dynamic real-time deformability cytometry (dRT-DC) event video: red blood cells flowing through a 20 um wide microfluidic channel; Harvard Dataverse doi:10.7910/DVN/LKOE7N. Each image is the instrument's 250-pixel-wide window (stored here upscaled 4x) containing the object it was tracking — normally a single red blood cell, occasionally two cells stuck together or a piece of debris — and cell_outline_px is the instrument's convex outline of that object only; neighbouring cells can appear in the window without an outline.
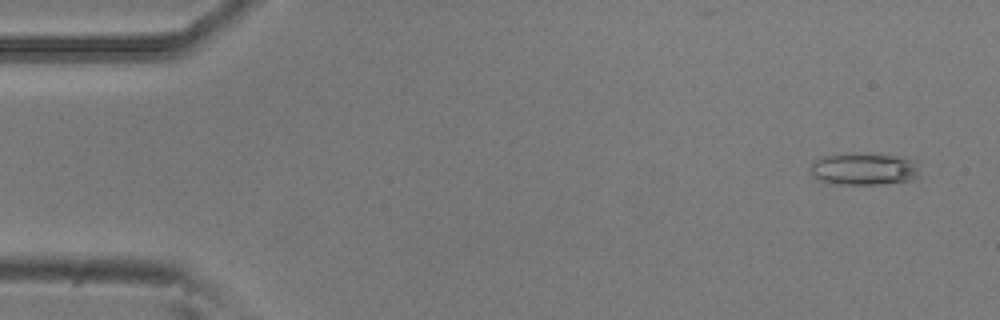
{"species": "common noctule bat (a hibernating species)", "species_latin": "Nyctalus noctula", "temperature_condition": "room temperature", "stored_images_in_passage": 53, "camera_frame_rate_fps": 3000, "um_per_image_px": 0.085, "animal": {"sex": "male", "body_mass_g": 20.5, "forearm_length_mm": 52.5}, "frame": {"image": 1, "passage_image": 3, "time_ms": 0.667, "image_size_px": [1000, 320], "cell_outline_px": [[920, 176], [912, 180], [880, 184], [840, 184], [820, 180], [812, 176], [812, 160], [820, 156], [848, 152], [852, 152], [900, 156], [912, 160]], "centroid_in_image_um": [73.39, 14.34], "position_along_channel_um": 11.6, "area_um2": 20.63}}
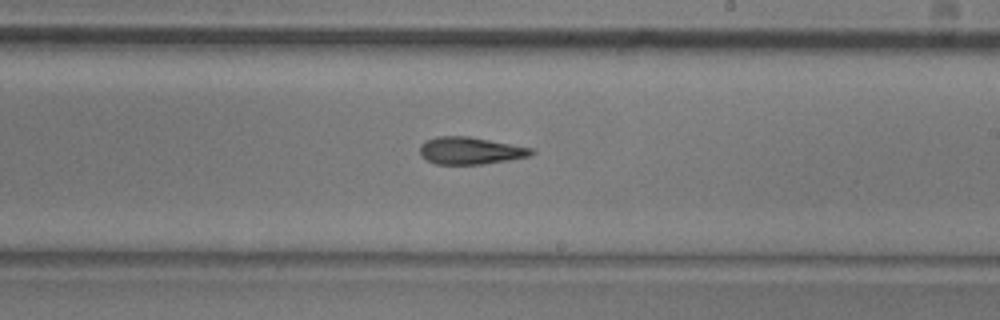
{"frame": {"image": 2, "passage_image": 31, "time_ms": 10.0, "image_size_px": [1000, 320], "cell_outline_px": [[536, 152], [532, 156], [484, 164], [436, 164], [420, 156], [420, 144], [436, 136], [468, 136], [536, 148]], "centroid_in_image_um": [40.04, 12.8], "position_along_channel_um": 249.0, "area_um2": 17.92}}
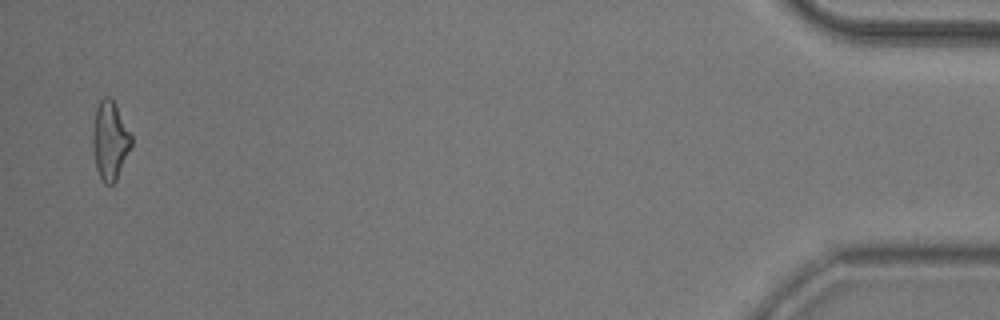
{"frame": {"image": 3, "passage_image": 52, "time_ms": 17.0, "image_size_px": [1000, 320], "cell_outline_px": [[132, 144], [116, 180], [112, 184], [104, 184], [96, 168], [92, 144], [92, 128], [96, 108], [100, 100], [104, 96], [108, 96], [112, 100], [132, 136]], "centroid_in_image_um": [9.32, 11.95], "position_along_channel_um": 425.9, "area_um2": 17.4}}